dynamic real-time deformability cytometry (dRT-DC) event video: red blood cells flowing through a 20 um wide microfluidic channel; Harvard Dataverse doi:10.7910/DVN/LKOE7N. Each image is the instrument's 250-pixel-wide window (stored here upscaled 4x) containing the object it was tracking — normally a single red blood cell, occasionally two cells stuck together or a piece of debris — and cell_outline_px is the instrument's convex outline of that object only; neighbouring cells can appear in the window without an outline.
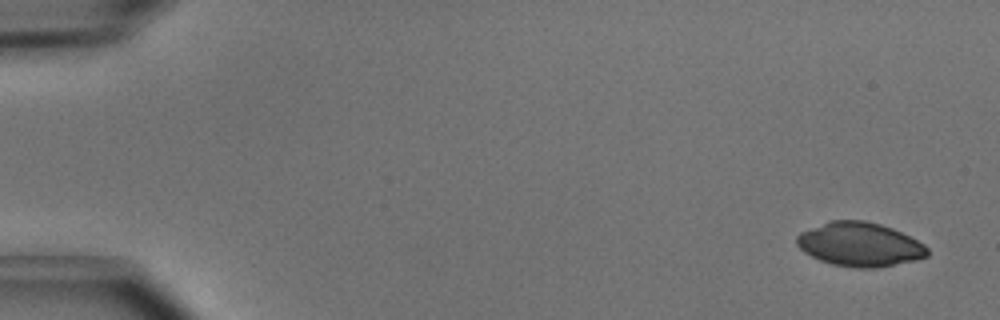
{"species": "common noctule bat (a hibernating species)", "species_latin": "Nyctalus noctula", "temperature_condition": "cold", "stored_images_in_passage": 5, "camera_frame_rate_fps": 3000, "um_per_image_px": 0.085, "animal": {"sex": "male", "body_mass_g": 15.6}, "frame": {"image": 1, "passage_image": 1, "time_ms": 0.0, "image_size_px": [1000, 320], "cell_outline_px": [[928, 256], [916, 260], [872, 268], [852, 268], [832, 264], [820, 260], [804, 252], [796, 244], [796, 236], [800, 232], [828, 220], [864, 220], [880, 224], [892, 228], [924, 244], [928, 248]], "centroid_in_image_um": [73.05, 20.77], "position_along_channel_um": 12.0, "area_um2": 33.47}}